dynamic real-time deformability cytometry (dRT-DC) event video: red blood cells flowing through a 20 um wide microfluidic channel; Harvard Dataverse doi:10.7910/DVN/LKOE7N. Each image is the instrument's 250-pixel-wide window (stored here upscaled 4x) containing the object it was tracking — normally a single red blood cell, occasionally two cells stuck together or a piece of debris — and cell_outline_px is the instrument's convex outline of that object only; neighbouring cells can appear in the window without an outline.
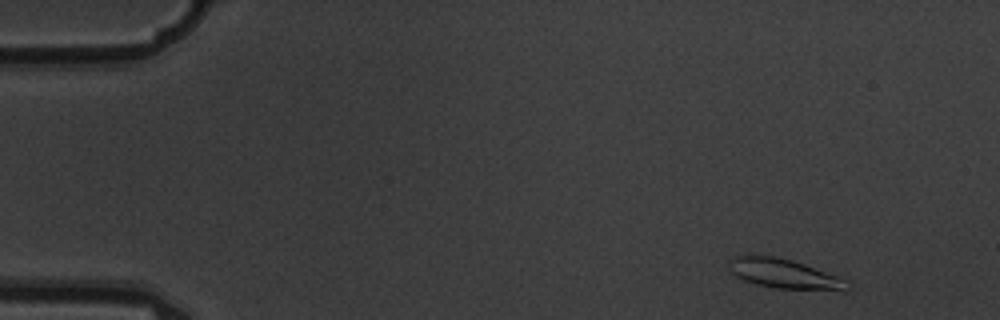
{"species": "common noctule bat (a hibernating species)", "species_latin": "Nyctalus noctula", "temperature_condition": "warm", "stored_images_in_passage": 5, "camera_frame_rate_fps": 3000, "um_per_image_px": 0.085, "animal": {"sex": "male", "body_mass_g": 19.5, "forearm_length_mm": 54.6}, "frame": {"image": 1, "passage_image": 2, "time_ms": 0.333, "image_size_px": [1000, 320], "cell_outline_px": [[852, 288], [848, 292], [844, 292], [776, 288], [756, 284], [744, 280], [736, 276], [728, 268], [728, 260], [732, 256], [748, 252], [752, 252], [792, 260], [840, 276]], "centroid_in_image_um": [66.65, 23.25], "position_along_channel_um": 18.3, "area_um2": 21.39}}
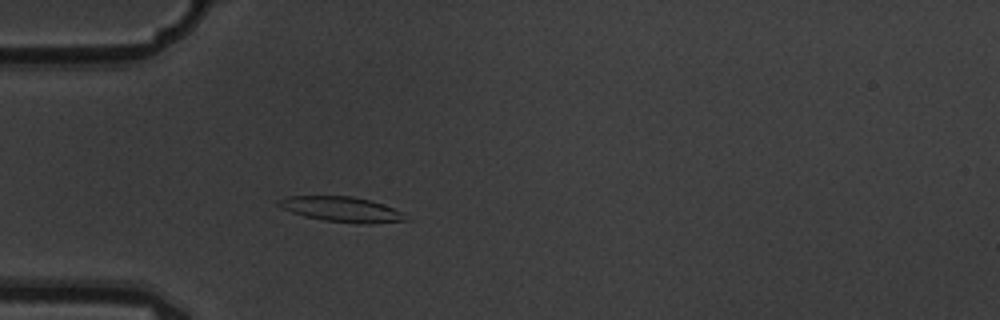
{"frame": {"image": 2, "passage_image": 5, "time_ms": 1.333, "image_size_px": [1000, 320], "cell_outline_px": [[412, 220], [372, 224], [356, 224], [324, 220], [304, 216], [292, 212], [276, 204], [276, 200], [288, 196], [352, 196], [368, 200], [392, 208], [400, 212]], "centroid_in_image_um": [29.04, 17.8], "position_along_channel_um": 56.0, "area_um2": 18.55}}